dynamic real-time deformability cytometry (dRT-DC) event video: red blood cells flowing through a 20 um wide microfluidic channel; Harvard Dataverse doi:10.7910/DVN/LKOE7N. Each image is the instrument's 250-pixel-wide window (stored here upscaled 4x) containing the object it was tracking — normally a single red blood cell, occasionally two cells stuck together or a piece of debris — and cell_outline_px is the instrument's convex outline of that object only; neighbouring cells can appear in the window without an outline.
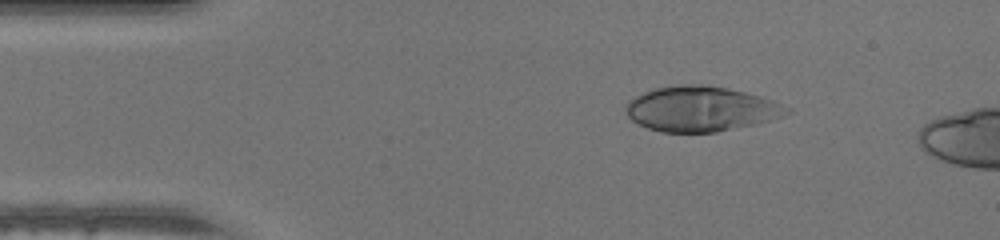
{"species": "human", "species_latin": "Homo sapiens", "temperature_condition": "warm", "stored_images_in_passage": 6, "camera_frame_rate_fps": 3000, "um_per_image_px": 0.085, "donor": {"sex": "male"}, "frame": {"image": 1, "passage_image": 1, "time_ms": 0.0, "image_size_px": [1000, 240], "cell_outline_px": [[792, 112], [784, 116], [772, 120], [756, 124], [716, 132], [660, 132], [648, 128], [632, 120], [624, 112], [624, 104], [628, 100], [644, 92], [656, 88], [680, 84], [704, 84], [728, 88], [760, 96], [772, 100], [792, 108]], "centroid_in_image_um": [59.58, 9.25], "position_along_channel_um": 25.4, "area_um2": 42.6}}